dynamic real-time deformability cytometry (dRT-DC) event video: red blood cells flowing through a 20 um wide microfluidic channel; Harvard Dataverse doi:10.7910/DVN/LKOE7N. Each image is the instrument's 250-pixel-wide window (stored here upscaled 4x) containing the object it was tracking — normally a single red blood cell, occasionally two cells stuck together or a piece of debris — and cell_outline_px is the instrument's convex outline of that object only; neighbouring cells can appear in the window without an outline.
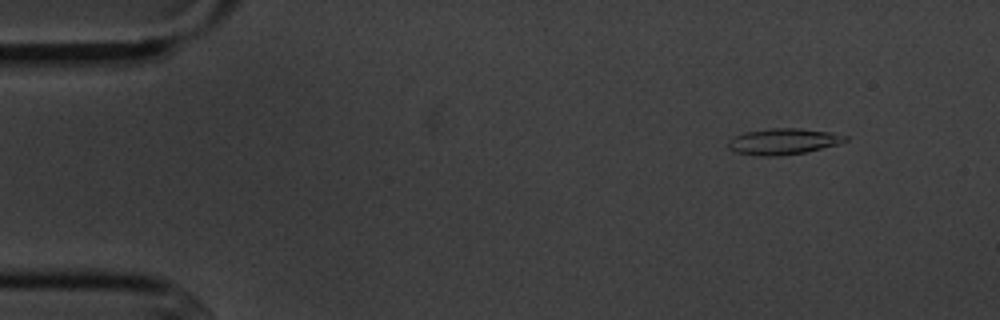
{"species": "common noctule bat (a hibernating species)", "species_latin": "Nyctalus noctula", "temperature_condition": "cold", "stored_images_in_passage": 4, "camera_frame_rate_fps": 3000, "um_per_image_px": 0.085, "animal": {"sex": "male", "body_mass_g": 20.1, "forearm_length_mm": 53.5}, "frame": {"image": 1, "passage_image": 1, "time_ms": 0.0, "image_size_px": [1000, 320], "cell_outline_px": [[848, 140], [836, 144], [808, 152], [780, 156], [764, 156], [736, 152], [728, 148], [728, 140], [744, 132], [768, 128], [800, 128], [828, 132], [848, 136]], "centroid_in_image_um": [66.56, 12.02], "position_along_channel_um": 18.4, "area_um2": 17.74}}